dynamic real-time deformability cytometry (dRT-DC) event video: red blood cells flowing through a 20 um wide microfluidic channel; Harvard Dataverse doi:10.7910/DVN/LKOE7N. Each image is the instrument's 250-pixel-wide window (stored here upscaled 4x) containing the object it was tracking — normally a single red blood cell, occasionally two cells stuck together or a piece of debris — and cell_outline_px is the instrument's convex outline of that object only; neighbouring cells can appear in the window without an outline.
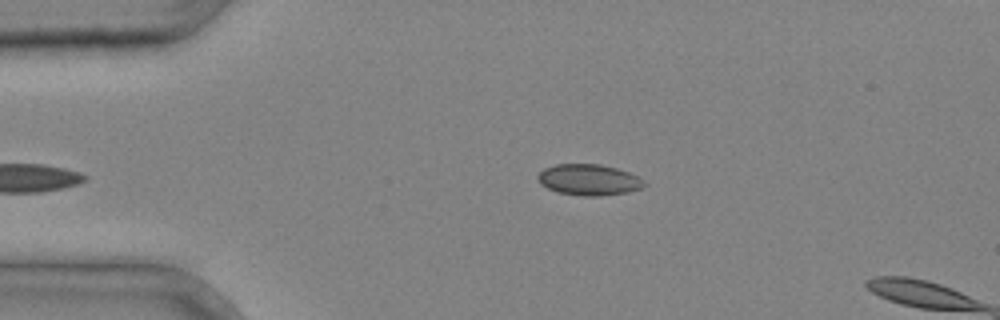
{"species": "common noctule bat (a hibernating species)", "species_latin": "Nyctalus noctula", "temperature_condition": "cold", "stored_images_in_passage": 2, "camera_frame_rate_fps": 3000, "um_per_image_px": 0.085, "animal": {"sex": "male", "body_mass_g": 20.4}, "frame": {"image": 1, "passage_image": 2, "time_ms": 0.333, "image_size_px": [1000, 320], "cell_outline_px": [[648, 184], [640, 188], [628, 192], [600, 196], [584, 196], [556, 192], [540, 184], [536, 180], [536, 176], [544, 168], [556, 164], [600, 164], [616, 168], [628, 172], [644, 180]], "centroid_in_image_um": [50.02, 15.28], "position_along_channel_um": 35.0, "area_um2": 19.36}}